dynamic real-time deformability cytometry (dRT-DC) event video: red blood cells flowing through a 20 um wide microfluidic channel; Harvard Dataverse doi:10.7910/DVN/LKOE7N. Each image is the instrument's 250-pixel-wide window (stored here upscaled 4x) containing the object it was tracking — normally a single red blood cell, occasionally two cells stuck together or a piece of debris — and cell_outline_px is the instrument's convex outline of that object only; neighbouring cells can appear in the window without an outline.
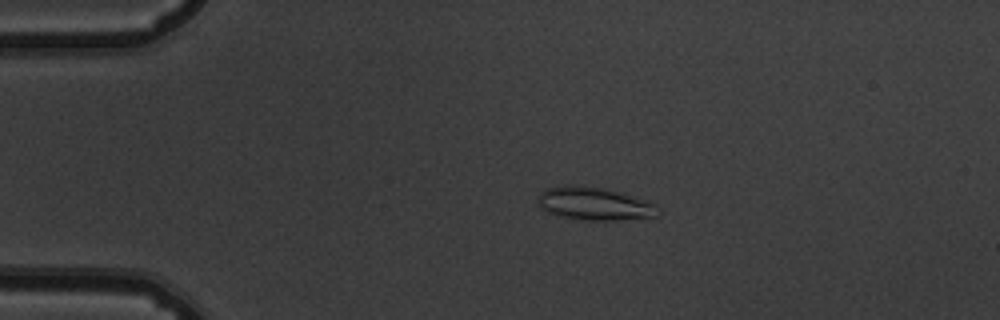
{"species": "common noctule bat (a hibernating species)", "species_latin": "Nyctalus noctula", "temperature_condition": "warm", "stored_images_in_passage": 54, "camera_frame_rate_fps": 3000, "um_per_image_px": 0.085, "animal": {"sex": "male", "body_mass_g": 19.5, "forearm_length_mm": 54.6}, "frame": {"image": 1, "passage_image": 12, "time_ms": 3.667, "image_size_px": [1000, 320], "cell_outline_px": [[660, 208], [656, 216], [616, 220], [588, 220], [560, 216], [548, 212], [540, 208], [536, 204], [536, 200], [540, 192], [544, 188], [568, 184], [580, 184], [604, 188], [620, 192], [656, 204]], "centroid_in_image_um": [50.45, 17.29], "position_along_channel_um": 34.6, "area_um2": 23.35}}
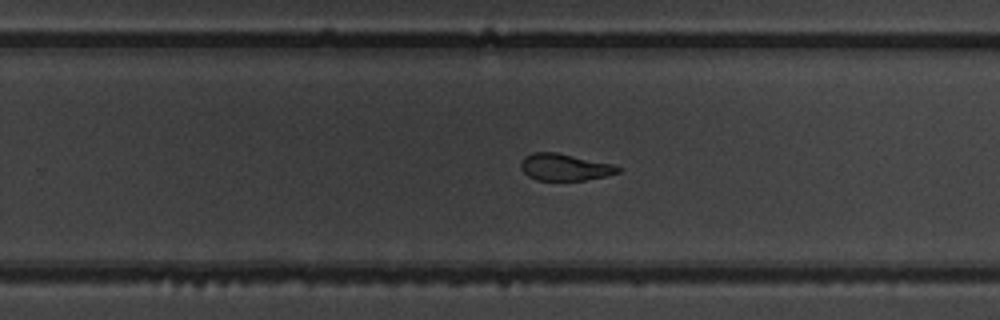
{"frame": {"image": 2, "passage_image": 35, "time_ms": 11.333, "image_size_px": [1000, 320], "cell_outline_px": [[620, 172], [604, 176], [584, 180], [536, 180], [528, 176], [520, 168], [520, 164], [524, 156], [532, 152], [556, 152], [612, 164], [620, 168]], "centroid_in_image_um": [47.95, 14.2], "position_along_channel_um": 281.9, "area_um2": 15.09}}
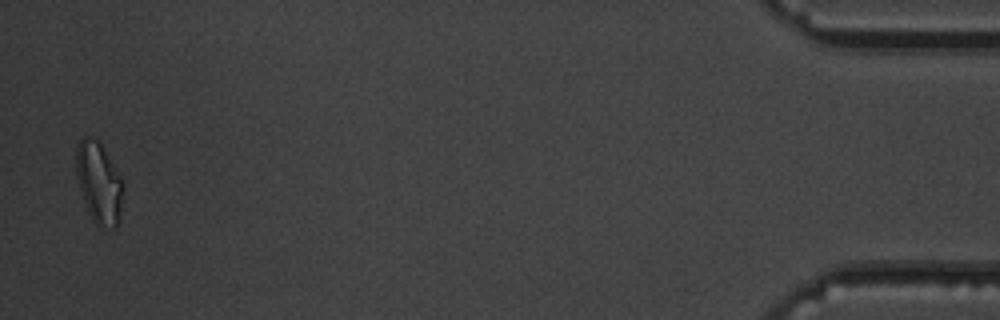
{"frame": {"image": 3, "passage_image": 53, "time_ms": 17.333, "image_size_px": [1000, 320], "cell_outline_px": [[124, 188], [116, 228], [100, 228], [96, 224], [88, 212], [80, 188], [76, 172], [76, 144], [84, 136], [88, 136], [96, 140], [100, 144], [120, 176]], "centroid_in_image_um": [8.39, 15.55], "position_along_channel_um": 426.8, "area_um2": 21.79}, "authors_computed_cell_mechanics": {"area_um2": 17.2533, "velocity_mm_per_s": 3.8282, "shape_relaxation_time_tau1_ms": 7.2345, "shape_relaxation_time_tau2_ms": 2.1332, "deformation_change_tau1": 0.1711, "deformation_change_tau2": 0.1067}}